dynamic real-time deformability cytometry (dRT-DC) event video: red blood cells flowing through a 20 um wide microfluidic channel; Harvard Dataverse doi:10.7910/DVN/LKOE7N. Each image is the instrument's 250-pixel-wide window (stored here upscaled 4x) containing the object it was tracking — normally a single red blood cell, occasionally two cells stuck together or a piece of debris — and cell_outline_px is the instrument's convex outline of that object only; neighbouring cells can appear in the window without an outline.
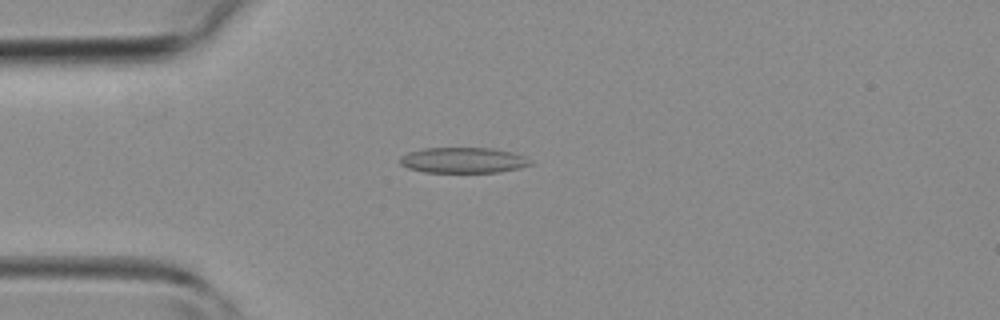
{"species": "common noctule bat (a hibernating species)", "species_latin": "Nyctalus noctula", "temperature_condition": "room temperature", "stored_images_in_passage": 31, "camera_frame_rate_fps": 3000, "um_per_image_px": 0.085, "animal": {"sex": "female", "body_mass_g": 19.3, "forearm_length_mm": 54.1}, "frame": {"image": 1, "passage_image": 1, "time_ms": 0.0, "image_size_px": [1000, 320], "cell_outline_px": [[532, 164], [520, 168], [500, 172], [424, 172], [408, 168], [400, 164], [400, 156], [408, 152], [424, 148], [496, 148], [516, 152], [532, 160]], "centroid_in_image_um": [39.42, 13.61], "position_along_channel_um": 45.6, "area_um2": 19.71}}
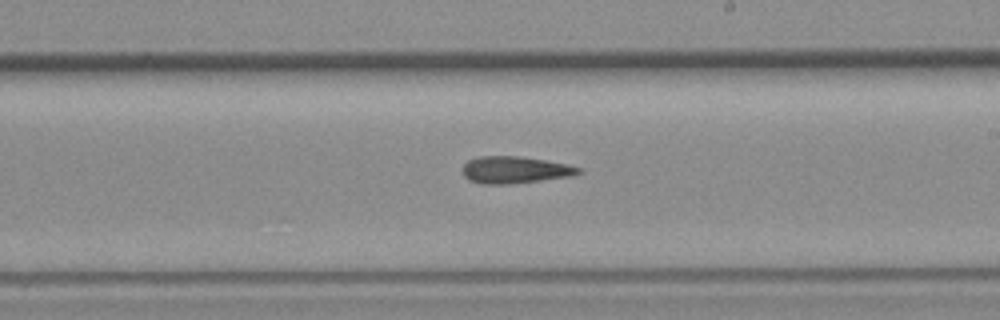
{"frame": {"image": 2, "passage_image": 14, "time_ms": 4.333, "image_size_px": [1000, 320], "cell_outline_px": [[584, 172], [572, 176], [508, 184], [480, 184], [468, 180], [464, 176], [464, 164], [468, 160], [480, 156], [516, 156], [544, 160], [568, 164], [580, 168]], "centroid_in_image_um": [43.77, 14.44], "position_along_channel_um": 245.2, "area_um2": 18.15}}
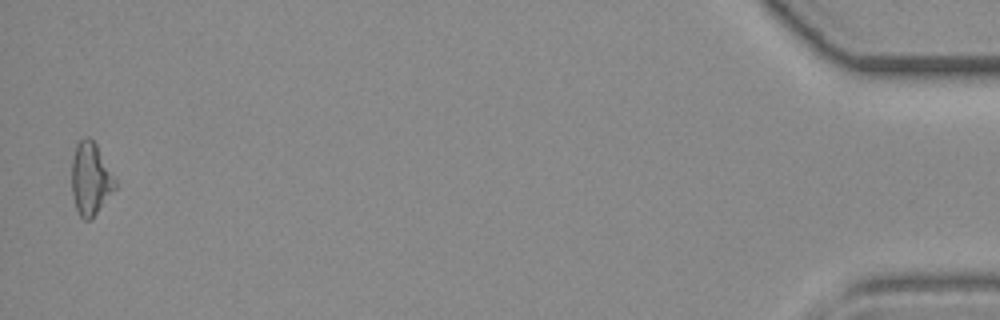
{"frame": {"image": 3, "passage_image": 31, "time_ms": 10.0, "image_size_px": [1000, 320], "cell_outline_px": [[116, 188], [96, 212], [88, 220], [84, 220], [80, 216], [76, 208], [72, 192], [72, 156], [76, 144], [80, 140], [88, 136], [96, 144], [116, 180]], "centroid_in_image_um": [7.68, 15.17], "position_along_channel_um": 427.5, "area_um2": 18.03}}